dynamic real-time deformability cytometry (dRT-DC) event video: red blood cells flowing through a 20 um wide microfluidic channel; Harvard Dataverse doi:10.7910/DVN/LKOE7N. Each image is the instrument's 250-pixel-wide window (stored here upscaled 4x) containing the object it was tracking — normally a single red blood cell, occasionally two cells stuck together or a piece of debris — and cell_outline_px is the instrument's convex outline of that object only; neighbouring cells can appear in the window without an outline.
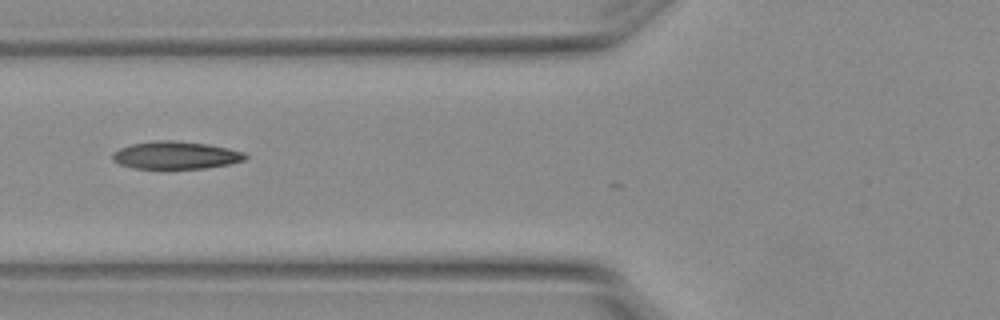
{"species": "Egyptian fruit bat (a non-hibernating species)", "species_latin": "Rousettus aegyptiacus", "temperature_condition": "warm", "stored_images_in_passage": 6, "camera_frame_rate_fps": 3000, "um_per_image_px": 0.085, "animal": {"sex": "female"}, "frame": {"image": 1, "passage_image": 6, "time_ms": 1.667, "image_size_px": [1000, 320], "cell_outline_px": [[248, 156], [244, 160], [228, 164], [204, 168], [132, 168], [120, 164], [112, 160], [112, 152], [120, 148], [132, 144], [156, 140], [176, 140], [208, 144], [228, 148], [244, 152]], "centroid_in_image_um": [14.92, 13.18], "position_along_channel_um": 110.9, "area_um2": 21.33}}